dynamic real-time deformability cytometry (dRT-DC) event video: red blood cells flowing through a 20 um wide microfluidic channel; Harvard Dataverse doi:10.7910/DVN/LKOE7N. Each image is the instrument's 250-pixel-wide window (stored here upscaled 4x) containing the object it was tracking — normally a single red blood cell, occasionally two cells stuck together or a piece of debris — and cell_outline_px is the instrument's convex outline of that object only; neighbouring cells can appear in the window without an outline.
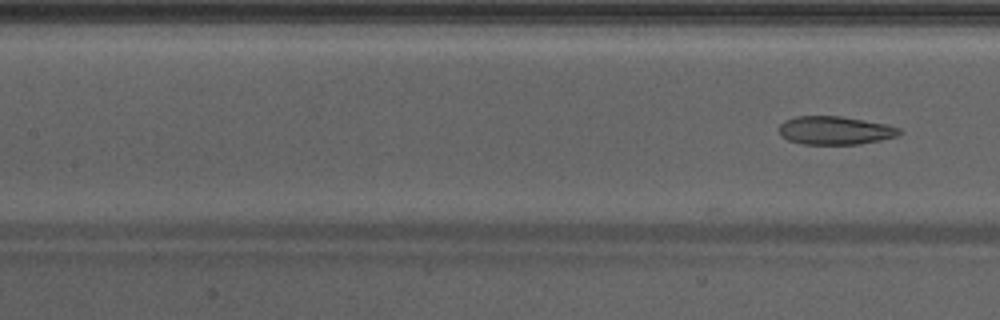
{"species": "Egyptian fruit bat (a non-hibernating species)", "species_latin": "Rousettus aegyptiacus", "temperature_condition": "warm", "stored_images_in_passage": 14, "camera_frame_rate_fps": 3000, "um_per_image_px": 0.085, "animal": {"sex": "male"}, "frame": {"image": 1, "passage_image": 14, "time_ms": 4.333, "image_size_px": [1000, 320], "cell_outline_px": [[904, 132], [896, 136], [880, 140], [860, 144], [804, 144], [788, 140], [780, 136], [780, 124], [784, 120], [796, 116], [840, 116], [888, 124], [900, 128]], "centroid_in_image_um": [70.99, 11.08], "position_along_channel_um": 136.4, "area_um2": 19.94}}